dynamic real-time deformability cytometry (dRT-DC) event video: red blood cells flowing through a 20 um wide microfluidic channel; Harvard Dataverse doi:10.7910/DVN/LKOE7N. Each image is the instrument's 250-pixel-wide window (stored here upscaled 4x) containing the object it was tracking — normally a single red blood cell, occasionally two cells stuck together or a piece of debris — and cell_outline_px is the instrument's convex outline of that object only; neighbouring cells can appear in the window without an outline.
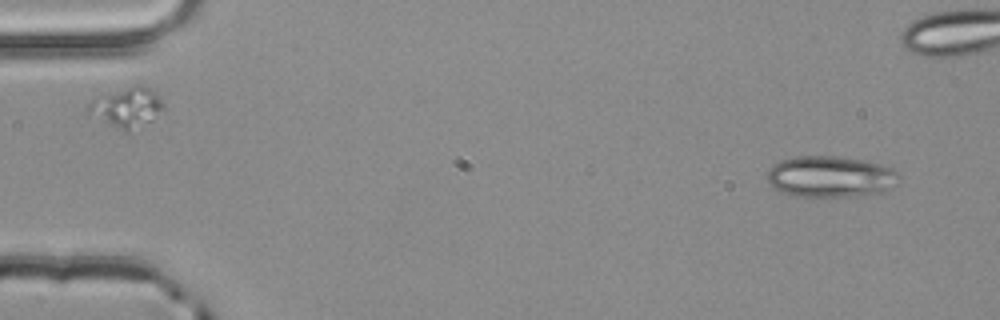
{"species": "common noctule bat (a hibernating species)", "species_latin": "Nyctalus noctula", "temperature_condition": "room temperature", "stored_images_in_passage": 4, "camera_frame_rate_fps": 3000, "um_per_image_px": 0.085, "animal": {"sex": "male", "body_mass_g": 20.4}, "frame": {"image": 1, "passage_image": 1, "time_ms": 0.0, "image_size_px": [1000, 320], "cell_outline_px": [[900, 176], [896, 184], [892, 188], [884, 192], [852, 196], [796, 196], [780, 192], [768, 180], [768, 172], [780, 160], [796, 156], [836, 156], [864, 160], [880, 164], [892, 168], [900, 172]], "centroid_in_image_um": [70.66, 15.01], "position_along_channel_um": 14.3, "area_um2": 31.62}}